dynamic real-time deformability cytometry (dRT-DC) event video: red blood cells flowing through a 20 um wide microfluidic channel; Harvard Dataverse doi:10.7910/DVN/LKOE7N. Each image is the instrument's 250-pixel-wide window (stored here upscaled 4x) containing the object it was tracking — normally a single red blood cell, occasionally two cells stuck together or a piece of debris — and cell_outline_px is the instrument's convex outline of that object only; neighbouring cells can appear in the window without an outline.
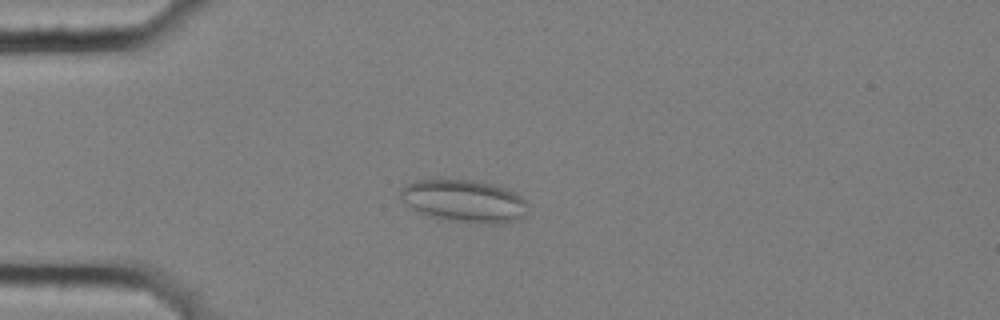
{"species": "common noctule bat (a hibernating species)", "species_latin": "Nyctalus noctula", "temperature_condition": "cold", "stored_images_in_passage": 9, "camera_frame_rate_fps": 3000, "um_per_image_px": 0.085, "animal": {"sex": "female", "body_mass_g": 25.1}, "frame": {"image": 1, "passage_image": 3, "time_ms": 0.667, "image_size_px": [1000, 320], "cell_outline_px": [[528, 212], [520, 220], [496, 224], [480, 224], [448, 220], [428, 216], [412, 208], [400, 196], [400, 188], [416, 180], [472, 180], [492, 184], [504, 188], [520, 196], [528, 204]], "centroid_in_image_um": [39.5, 17.11], "position_along_channel_um": 45.5, "area_um2": 31.44}}
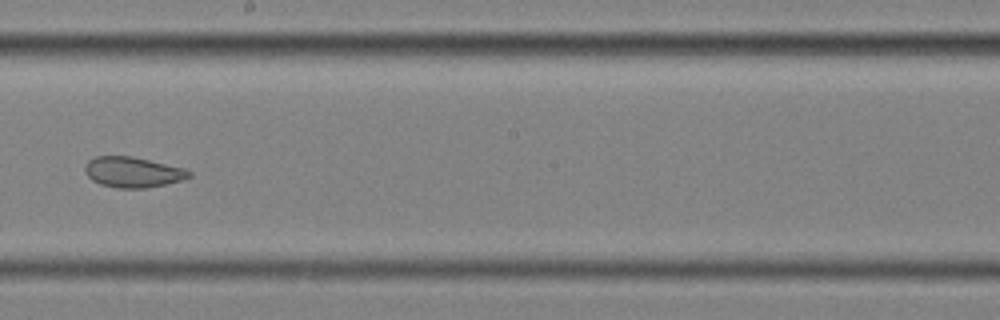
{"frame": {"image": 2, "passage_image": 8, "time_ms": 2.333, "image_size_px": [1000, 320], "cell_outline_px": [[192, 176], [184, 180], [144, 188], [116, 188], [100, 184], [92, 180], [84, 172], [84, 168], [88, 160], [96, 156], [132, 156], [184, 168], [192, 172]], "centroid_in_image_um": [11.28, 14.63], "position_along_channel_um": 236.9, "area_um2": 18.55}}
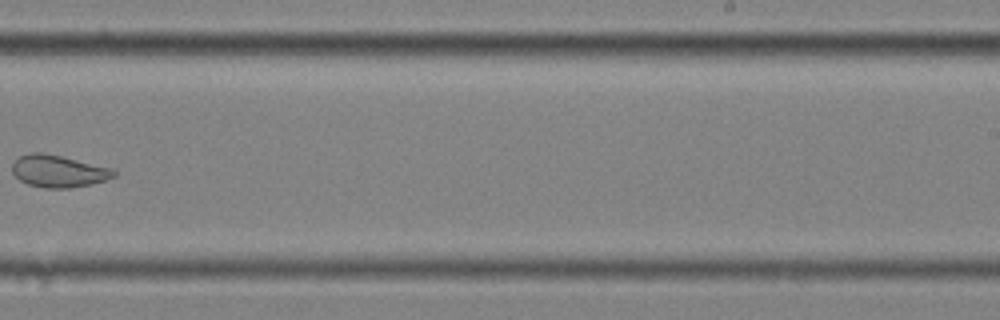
{"frame": {"image": 3, "passage_image": 9, "time_ms": 2.667, "image_size_px": [1000, 320], "cell_outline_px": [[116, 176], [92, 184], [72, 188], [44, 188], [28, 184], [20, 180], [12, 172], [12, 164], [20, 156], [32, 152], [40, 152], [60, 156], [112, 168], [116, 172]], "centroid_in_image_um": [4.97, 14.56], "position_along_channel_um": 284.0, "area_um2": 18.9}}